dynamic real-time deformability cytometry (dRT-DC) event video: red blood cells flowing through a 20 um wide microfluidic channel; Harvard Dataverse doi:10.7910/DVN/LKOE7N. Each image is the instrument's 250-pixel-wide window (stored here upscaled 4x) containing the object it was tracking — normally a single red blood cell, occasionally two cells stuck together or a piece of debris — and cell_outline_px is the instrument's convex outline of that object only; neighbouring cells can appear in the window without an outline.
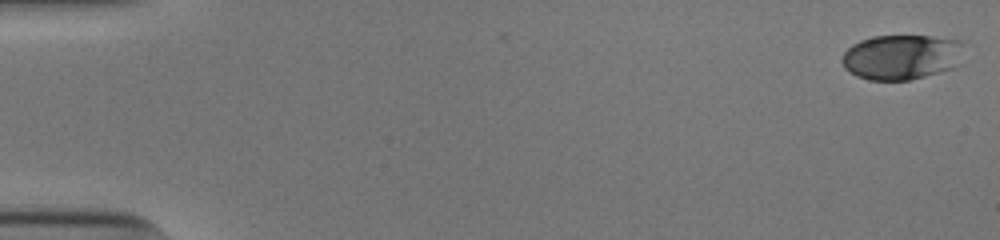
{"species": "human", "species_latin": "Homo sapiens", "temperature_condition": "cold", "stored_images_in_passage": 52, "camera_frame_rate_fps": 3000, "um_per_image_px": 0.085, "donor": {"sex": "male"}, "frame": {"image": 1, "passage_image": 1, "time_ms": 0.0, "image_size_px": [1000, 240], "cell_outline_px": [[960, 44], [952, 68], [924, 76], [908, 80], [868, 80], [856, 76], [844, 68], [840, 60], [844, 52], [852, 44], [860, 40], [872, 36], [932, 36], [960, 40]], "centroid_in_image_um": [76.48, 4.84], "position_along_channel_um": 8.5, "area_um2": 31.39}}
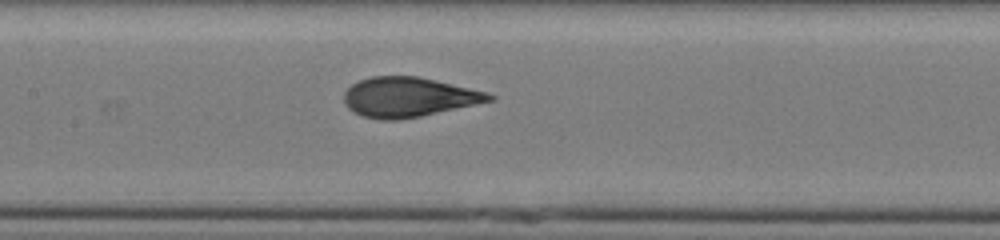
{"frame": {"image": 2, "passage_image": 26, "time_ms": 8.333, "image_size_px": [1000, 240], "cell_outline_px": [[496, 100], [420, 116], [396, 120], [380, 120], [364, 116], [348, 108], [344, 104], [344, 92], [352, 84], [360, 80], [372, 76], [416, 76], [436, 80], [488, 92], [496, 96]], "centroid_in_image_um": [34.75, 8.25], "position_along_channel_um": 172.6, "area_um2": 33.52}}
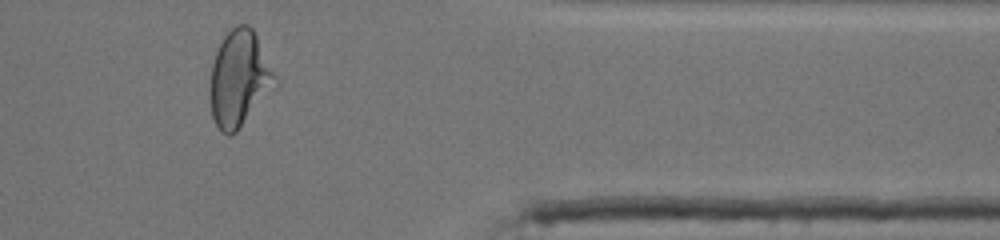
{"frame": {"image": 3, "passage_image": 44, "time_ms": 14.333, "image_size_px": [1000, 240], "cell_outline_px": [[280, 84], [236, 132], [228, 136], [220, 132], [212, 116], [208, 96], [208, 92], [212, 64], [216, 52], [224, 36], [236, 24], [248, 24], [252, 28]], "centroid_in_image_um": [20.33, 6.74], "position_along_channel_um": 391.1, "area_um2": 36.82}, "authors_computed_cell_mechanics": {"area_um2": 33.6107, "velocity_mm_per_s": 3.9479, "shape_relaxation_time_tau1_ms": 4.4031, "shape_relaxation_time_tau2_ms": 0.7105, "deformation_change_tau1": 0.1826, "deformation_change_tau2": 0.0607}}